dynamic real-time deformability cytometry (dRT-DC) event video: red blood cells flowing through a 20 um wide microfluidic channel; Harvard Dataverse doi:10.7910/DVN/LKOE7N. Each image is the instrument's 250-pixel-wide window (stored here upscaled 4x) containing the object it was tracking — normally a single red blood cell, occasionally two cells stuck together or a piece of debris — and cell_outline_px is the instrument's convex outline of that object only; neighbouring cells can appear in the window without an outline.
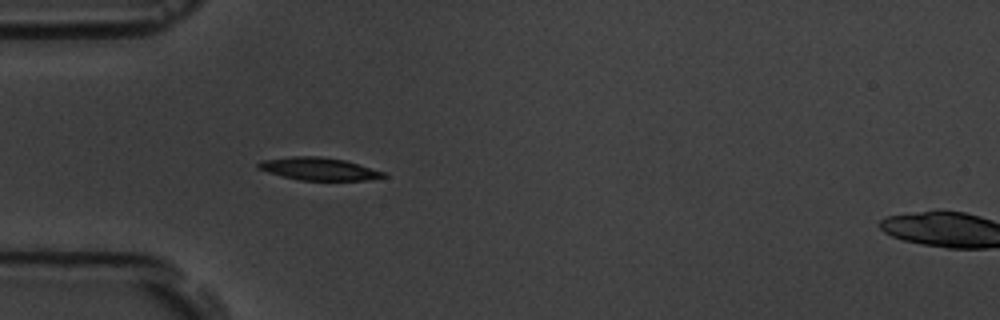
{"species": "common noctule bat (a hibernating species)", "species_latin": "Nyctalus noctula", "temperature_condition": "room temperature", "stored_images_in_passage": 5, "segment_of_instrument_passage": [1, 2], "camera_frame_rate_fps": 3000, "um_per_image_px": 0.085, "animal": {"sex": "male", "body_mass_g": 19.5, "forearm_length_mm": 54.6}, "frame": {"image": 1, "passage_image": 4, "time_ms": 3.667, "image_size_px": [1000, 320], "cell_outline_px": [[388, 176], [368, 180], [300, 180], [268, 172], [256, 168], [256, 164], [260, 160], [292, 156], [320, 156], [344, 160], [384, 172]], "centroid_in_image_um": [27.05, 14.34], "position_along_channel_um": 57.9, "area_um2": 16.42}}